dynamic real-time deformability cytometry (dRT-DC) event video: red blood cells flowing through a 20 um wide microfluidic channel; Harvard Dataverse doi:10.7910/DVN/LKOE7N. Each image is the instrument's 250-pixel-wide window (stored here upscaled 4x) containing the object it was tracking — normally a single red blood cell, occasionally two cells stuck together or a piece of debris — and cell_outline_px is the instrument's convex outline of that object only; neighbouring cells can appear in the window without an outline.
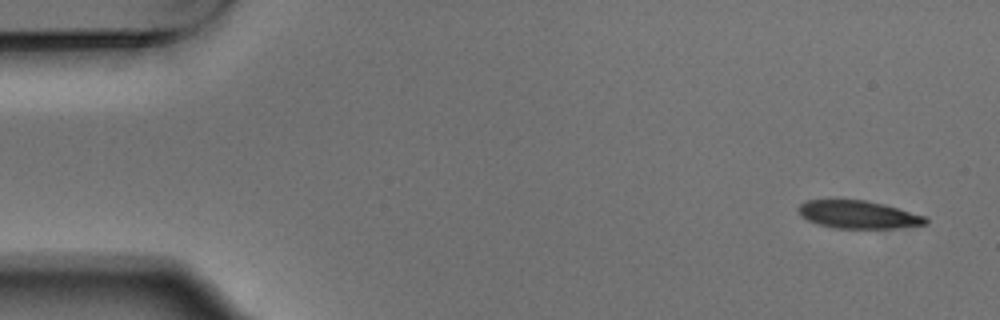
{"species": "Egyptian fruit bat (a non-hibernating species)", "species_latin": "Rousettus aegyptiacus", "temperature_condition": "warm", "stored_images_in_passage": 6, "camera_frame_rate_fps": 3000, "um_per_image_px": 0.085, "animal": {"sex": "male"}, "frame": {"image": 1, "passage_image": 1, "time_ms": 0.0, "image_size_px": [1000, 320], "cell_outline_px": [[928, 224], [896, 228], [836, 228], [820, 224], [808, 220], [800, 212], [800, 204], [808, 200], [864, 200], [884, 204], [924, 216], [928, 220]], "centroid_in_image_um": [73.0, 18.24], "position_along_channel_um": 12.0, "area_um2": 20.17}}
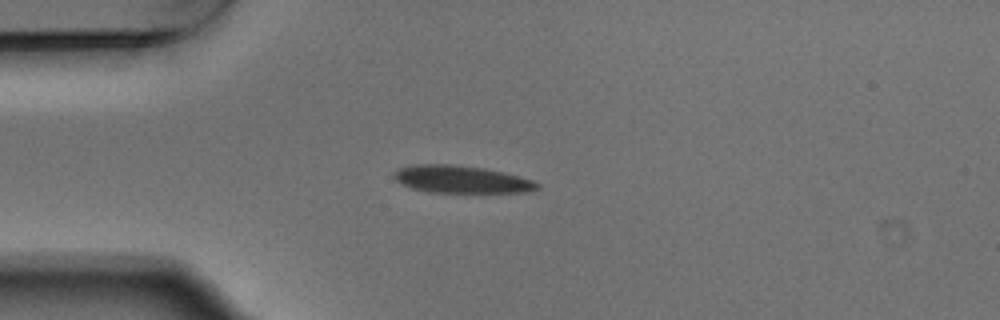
{"frame": {"image": 2, "passage_image": 4, "time_ms": 1.0, "image_size_px": [1000, 320], "cell_outline_px": [[540, 188], [528, 192], [428, 192], [412, 188], [396, 180], [392, 176], [400, 168], [416, 164], [452, 164], [484, 168], [532, 180], [540, 184]], "centroid_in_image_um": [39.21, 15.25], "position_along_channel_um": 45.8, "area_um2": 22.54}}
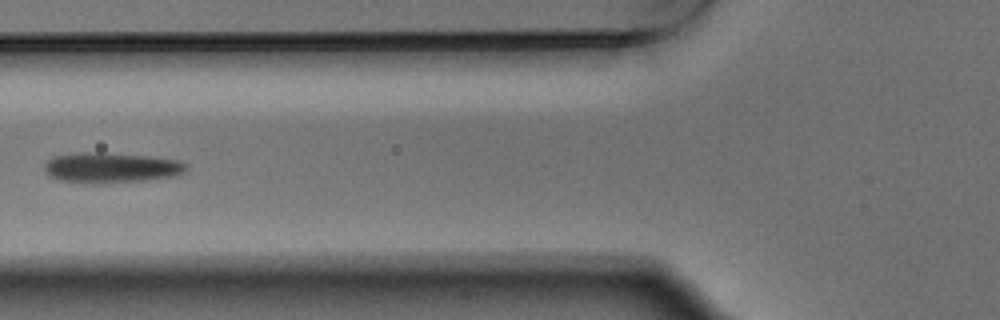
{"frame": {"image": 3, "passage_image": 6, "time_ms": 1.667, "image_size_px": [1000, 320], "cell_outline_px": [[188, 168], [180, 176], [148, 180], [88, 184], [80, 184], [60, 180], [48, 176], [44, 172], [44, 164], [52, 156], [76, 152], [100, 152], [148, 156], [180, 160], [188, 164]], "centroid_in_image_um": [9.44, 14.26], "position_along_channel_um": 116.4, "area_um2": 25.78}}